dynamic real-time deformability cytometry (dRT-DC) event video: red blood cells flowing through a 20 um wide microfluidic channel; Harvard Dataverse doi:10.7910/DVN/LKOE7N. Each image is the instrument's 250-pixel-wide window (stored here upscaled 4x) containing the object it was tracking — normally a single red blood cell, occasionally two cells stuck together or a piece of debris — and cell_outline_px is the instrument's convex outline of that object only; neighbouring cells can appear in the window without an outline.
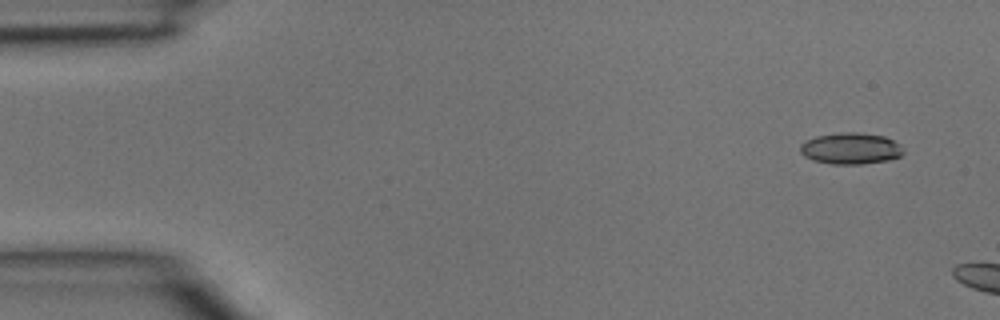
{"species": "common noctule bat (a hibernating species)", "species_latin": "Nyctalus noctula", "temperature_condition": "room temperature", "stored_images_in_passage": 2, "camera_frame_rate_fps": 3000, "um_per_image_px": 0.085, "animal": {"sex": "male", "body_mass_g": 15.6}, "frame": {"image": 1, "passage_image": 1, "time_ms": 0.0, "image_size_px": [1000, 320], "cell_outline_px": [[904, 152], [900, 156], [888, 160], [864, 164], [832, 164], [812, 160], [804, 156], [800, 152], [800, 144], [816, 136], [840, 132], [856, 132], [884, 136], [900, 144]], "centroid_in_image_um": [72.3, 12.62], "position_along_channel_um": 12.7, "area_um2": 18.9}}